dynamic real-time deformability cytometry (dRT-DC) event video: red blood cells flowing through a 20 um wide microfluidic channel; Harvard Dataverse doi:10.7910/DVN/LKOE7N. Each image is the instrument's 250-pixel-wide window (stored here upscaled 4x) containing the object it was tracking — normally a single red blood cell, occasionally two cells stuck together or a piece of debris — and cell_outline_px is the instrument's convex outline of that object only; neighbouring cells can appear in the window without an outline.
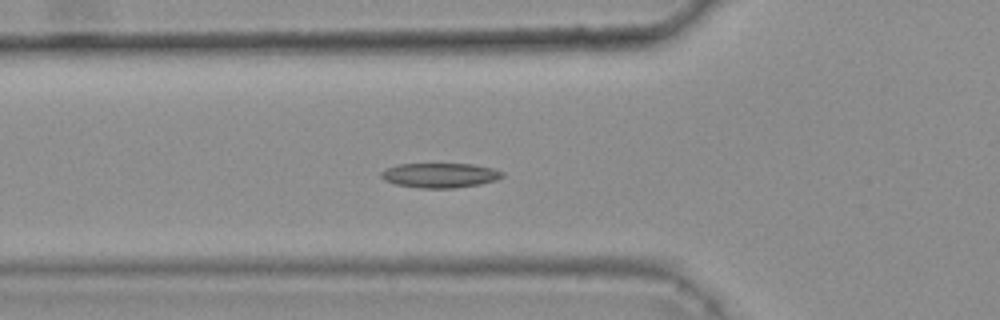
{"species": "common noctule bat (a hibernating species)", "species_latin": "Nyctalus noctula", "temperature_condition": "warm", "stored_images_in_passage": 42, "camera_frame_rate_fps": 3000, "um_per_image_px": 0.085, "animal": {"sex": "female", "body_mass_g": 25.1}, "frame": {"image": 1, "passage_image": 19, "time_ms": 6.0, "image_size_px": [1000, 320], "cell_outline_px": [[504, 176], [496, 180], [480, 184], [452, 188], [420, 188], [396, 184], [384, 180], [380, 176], [380, 172], [396, 164], [472, 164], [492, 168], [504, 172]], "centroid_in_image_um": [37.4, 14.9], "position_along_channel_um": 88.4, "area_um2": 17.4}}
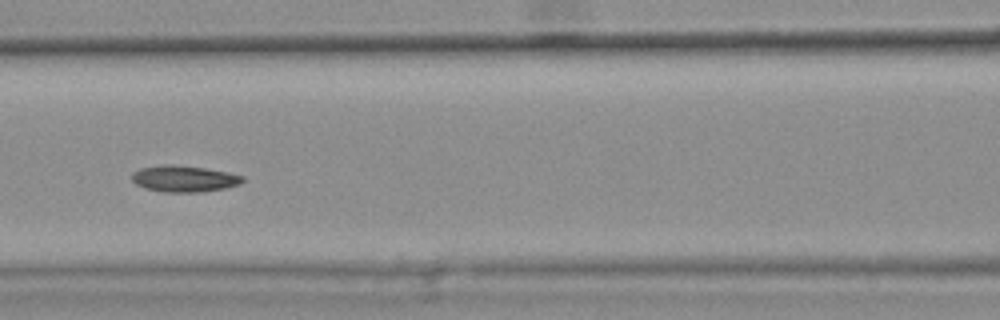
{"frame": {"image": 2, "passage_image": 24, "time_ms": 7.667, "image_size_px": [1000, 320], "cell_outline_px": [[244, 180], [240, 184], [224, 188], [200, 192], [164, 192], [144, 188], [136, 184], [132, 180], [132, 172], [140, 168], [164, 164], [172, 164], [204, 168], [228, 172], [244, 176]], "centroid_in_image_um": [15.63, 15.19], "position_along_channel_um": 151.0, "area_um2": 17.05}, "authors_computed_cell_mechanics": {"area_um2": 17.2533, "velocity_mm_per_s": 3.734, "shape_relaxation_time_tau1_ms": null, "shape_relaxation_time_tau2_ms": 6.4513, "deformation_change_tau1": null, "deformation_change_tau2": 0.1102}}